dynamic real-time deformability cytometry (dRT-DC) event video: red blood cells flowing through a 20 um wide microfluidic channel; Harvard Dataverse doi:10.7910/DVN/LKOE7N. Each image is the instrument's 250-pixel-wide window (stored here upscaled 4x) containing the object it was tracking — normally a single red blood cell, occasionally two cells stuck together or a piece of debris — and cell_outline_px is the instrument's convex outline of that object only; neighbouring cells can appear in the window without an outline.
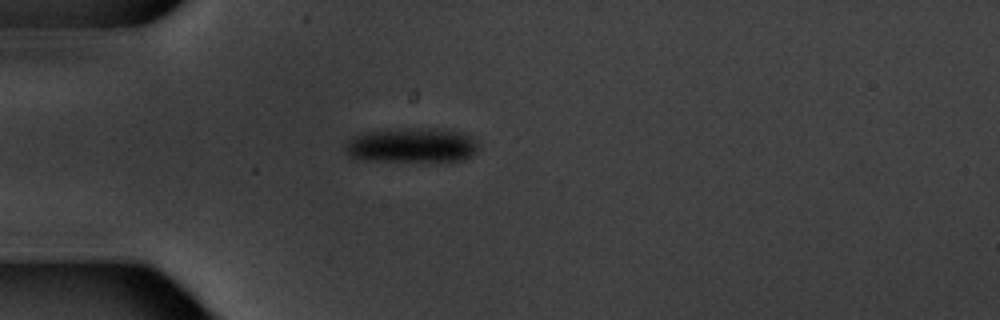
{"species": "common noctule bat (a hibernating species)", "species_latin": "Nyctalus noctula", "temperature_condition": "warm", "stored_images_in_passage": 2, "camera_frame_rate_fps": 3000, "um_per_image_px": 0.085, "animal": {"sex": "male", "body_mass_g": 20.1, "forearm_length_mm": 53.5}, "frame": {"image": 1, "passage_image": 2, "time_ms": 1.333, "image_size_px": [1000, 320], "cell_outline_px": [[480, 148], [472, 156], [460, 160], [368, 160], [348, 156], [344, 148], [344, 144], [352, 136], [368, 132], [460, 132], [472, 136], [480, 144]], "centroid_in_image_um": [35.0, 12.42], "position_along_channel_um": 50.0, "area_um2": 25.03}}